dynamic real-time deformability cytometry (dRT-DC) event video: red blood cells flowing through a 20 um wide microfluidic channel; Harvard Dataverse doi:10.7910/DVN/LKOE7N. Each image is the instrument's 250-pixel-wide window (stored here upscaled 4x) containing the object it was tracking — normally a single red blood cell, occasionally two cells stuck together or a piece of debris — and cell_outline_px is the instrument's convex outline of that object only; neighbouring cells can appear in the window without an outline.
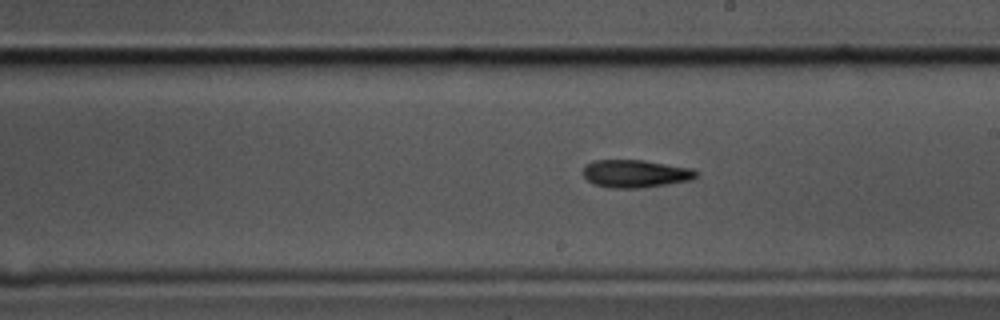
{"species": "common noctule bat (a hibernating species)", "species_latin": "Nyctalus noctula", "temperature_condition": "cold", "stored_images_in_passage": 49, "camera_frame_rate_fps": 3000, "um_per_image_px": 0.085, "animal": {"sex": "male", "body_mass_g": 17.5, "forearm_length_mm": 52.3}, "frame": {"image": 1, "passage_image": 29, "time_ms": 9.333, "image_size_px": [1000, 320], "cell_outline_px": [[700, 172], [692, 180], [640, 188], [608, 188], [592, 184], [584, 176], [584, 164], [592, 160], [644, 160], [692, 168]], "centroid_in_image_um": [54.0, 14.76], "position_along_channel_um": 235.0, "area_um2": 18.5}}
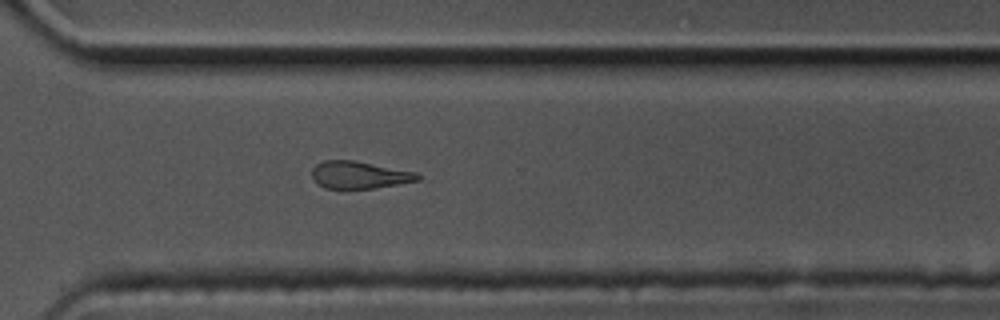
{"frame": {"image": 2, "passage_image": 38, "time_ms": 12.333, "image_size_px": [1000, 320], "cell_outline_px": [[420, 180], [372, 188], [344, 192], [324, 188], [312, 176], [312, 168], [316, 164], [324, 160], [352, 160], [416, 172], [420, 176]], "centroid_in_image_um": [30.49, 14.91], "position_along_channel_um": 340.1, "area_um2": 17.17}}
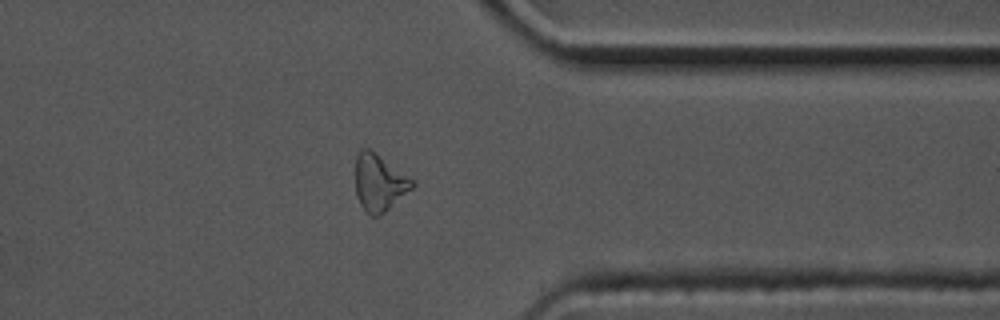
{"frame": {"image": 3, "passage_image": 42, "time_ms": 13.667, "image_size_px": [1000, 320], "cell_outline_px": [[416, 184], [412, 188], [380, 216], [372, 216], [360, 204], [356, 196], [356, 156], [364, 148], [368, 148], [416, 180]], "centroid_in_image_um": [32.26, 15.53], "position_along_channel_um": 379.1, "area_um2": 18.61}}